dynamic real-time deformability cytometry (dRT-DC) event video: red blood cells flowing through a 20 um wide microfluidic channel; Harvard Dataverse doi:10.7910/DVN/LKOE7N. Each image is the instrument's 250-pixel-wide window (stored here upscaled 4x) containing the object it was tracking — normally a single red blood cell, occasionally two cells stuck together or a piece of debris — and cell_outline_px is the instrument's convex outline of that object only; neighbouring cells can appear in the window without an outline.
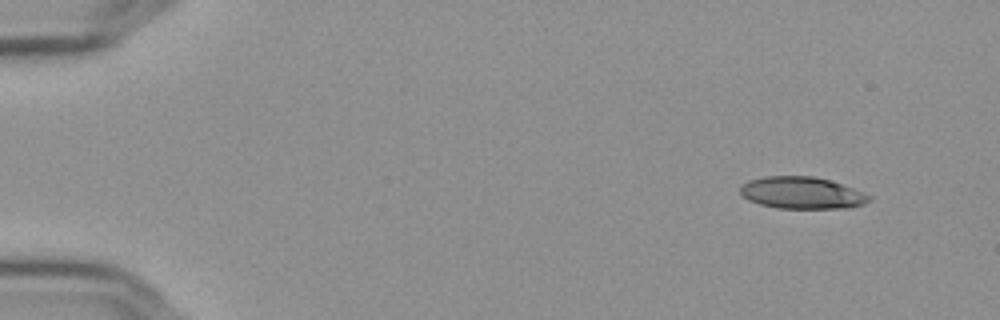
{"species": "Egyptian fruit bat (a non-hibernating species)", "species_latin": "Rousettus aegyptiacus", "temperature_condition": "cold", "stored_images_in_passage": 52, "camera_frame_rate_fps": 3000, "um_per_image_px": 0.085, "frame": {"image": 1, "passage_image": 1, "time_ms": 0.0, "image_size_px": [1000, 320], "cell_outline_px": [[872, 200], [864, 204], [848, 208], [776, 208], [760, 204], [748, 200], [740, 192], [740, 188], [748, 180], [764, 176], [812, 176], [828, 180], [864, 192], [872, 196]], "centroid_in_image_um": [68.17, 16.4], "position_along_channel_um": 16.8, "area_um2": 23.93}}
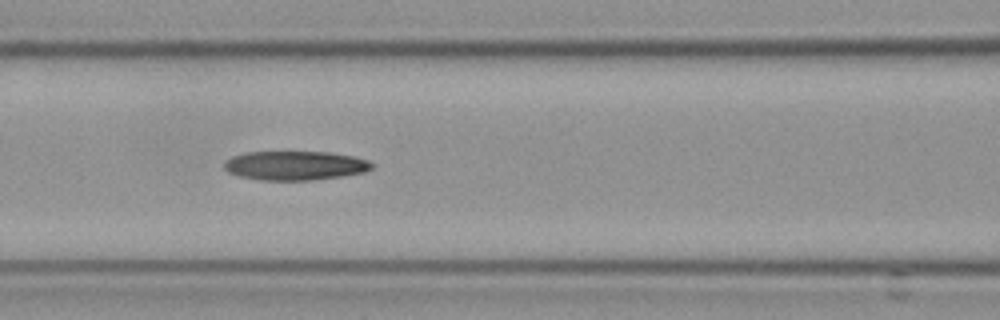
{"frame": {"image": 2, "passage_image": 21, "time_ms": 6.667, "image_size_px": [1000, 320], "cell_outline_px": [[372, 168], [364, 172], [340, 176], [312, 180], [260, 180], [240, 176], [228, 172], [224, 168], [224, 164], [232, 156], [244, 152], [328, 152], [352, 156], [368, 160], [372, 164]], "centroid_in_image_um": [25.06, 14.07], "position_along_channel_um": 141.5, "area_um2": 24.85}}
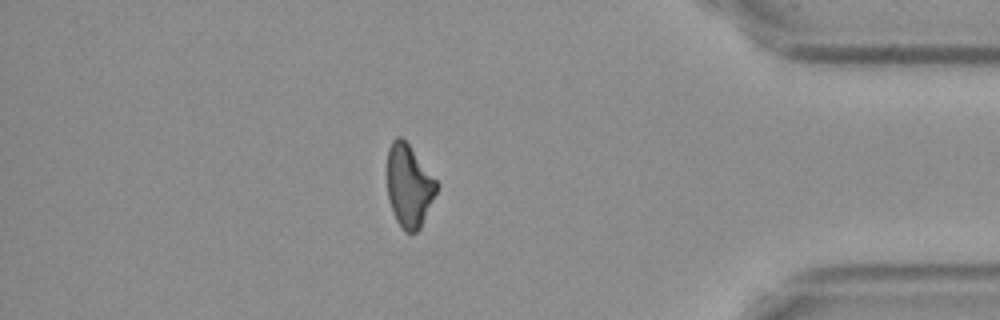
{"frame": {"image": 3, "passage_image": 45, "time_ms": 14.667, "image_size_px": [1000, 320], "cell_outline_px": [[436, 192], [420, 228], [416, 232], [404, 232], [396, 220], [392, 212], [388, 200], [388, 148], [392, 140], [396, 136], [400, 136], [408, 144], [436, 180]], "centroid_in_image_um": [34.73, 15.81], "position_along_channel_um": 400.5, "area_um2": 23.35}}